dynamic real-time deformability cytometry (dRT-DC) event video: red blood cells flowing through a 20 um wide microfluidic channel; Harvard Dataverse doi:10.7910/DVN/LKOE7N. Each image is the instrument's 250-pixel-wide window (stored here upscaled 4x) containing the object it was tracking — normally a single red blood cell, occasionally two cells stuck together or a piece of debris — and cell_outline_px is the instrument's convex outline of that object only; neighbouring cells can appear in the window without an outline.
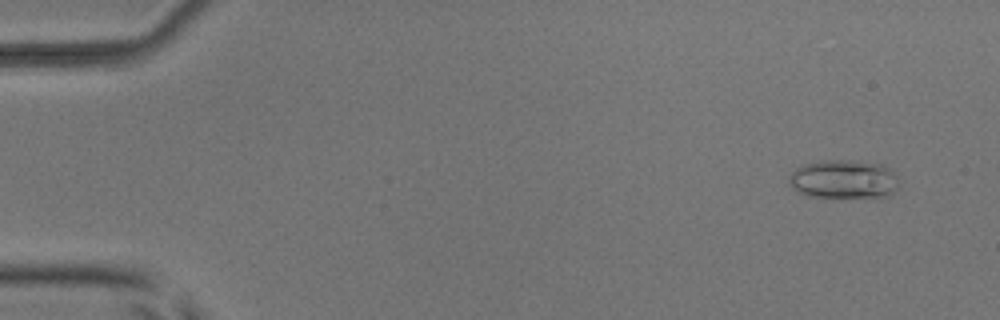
{"species": "common noctule bat (a hibernating species)", "species_latin": "Nyctalus noctula", "temperature_condition": "room temperature", "stored_images_in_passage": 54, "camera_frame_rate_fps": 3000, "um_per_image_px": 0.085, "animal": {"sex": "male", "body_mass_g": 17.9, "forearm_length_mm": 54.2}, "frame": {"image": 1, "passage_image": 4, "time_ms": 1.0, "image_size_px": [1000, 320], "cell_outline_px": [[896, 188], [888, 196], [808, 196], [792, 188], [788, 184], [788, 180], [792, 172], [796, 168], [804, 164], [820, 160], [852, 160], [880, 164], [888, 168], [896, 176]], "centroid_in_image_um": [71.65, 15.21], "position_along_channel_um": 13.4, "area_um2": 24.33}}
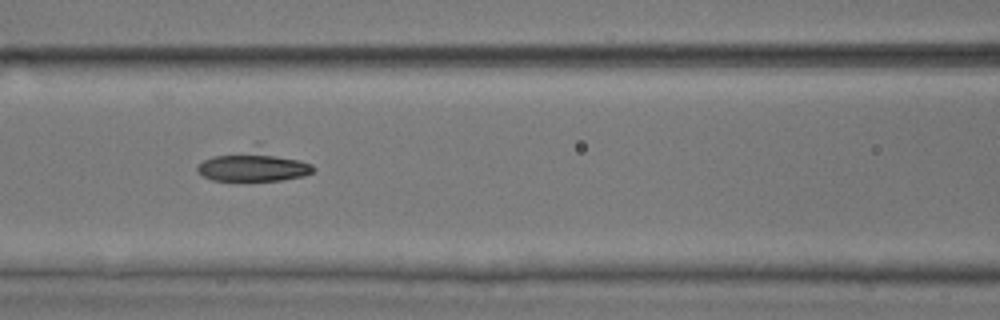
{"frame": {"image": 2, "passage_image": 24, "time_ms": 7.667, "image_size_px": [1000, 320], "cell_outline_px": [[316, 168], [312, 172], [304, 176], [280, 180], [212, 180], [196, 172], [196, 168], [204, 160], [212, 156], [256, 140], [264, 140], [312, 164]], "centroid_in_image_um": [21.65, 13.93], "position_along_channel_um": 145.0, "area_um2": 23.35}}
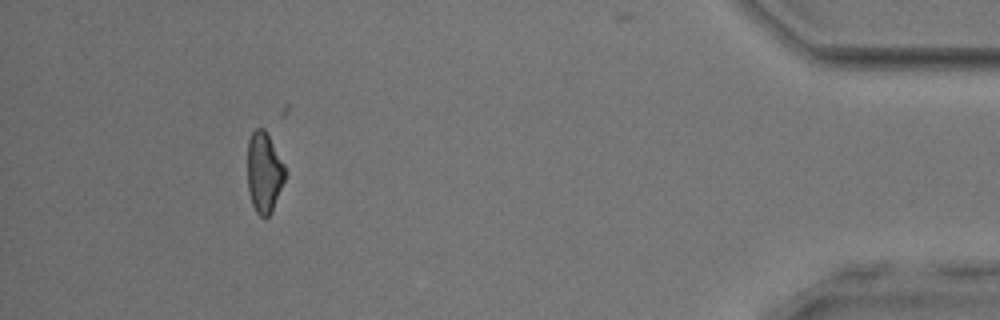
{"frame": {"image": 3, "passage_image": 49, "time_ms": 16.0, "image_size_px": [1000, 320], "cell_outline_px": [[284, 180], [272, 212], [264, 220], [256, 212], [252, 204], [248, 188], [248, 140], [252, 132], [256, 128], [264, 128], [284, 164]], "centroid_in_image_um": [22.43, 14.68], "position_along_channel_um": 412.8, "area_um2": 17.46}}